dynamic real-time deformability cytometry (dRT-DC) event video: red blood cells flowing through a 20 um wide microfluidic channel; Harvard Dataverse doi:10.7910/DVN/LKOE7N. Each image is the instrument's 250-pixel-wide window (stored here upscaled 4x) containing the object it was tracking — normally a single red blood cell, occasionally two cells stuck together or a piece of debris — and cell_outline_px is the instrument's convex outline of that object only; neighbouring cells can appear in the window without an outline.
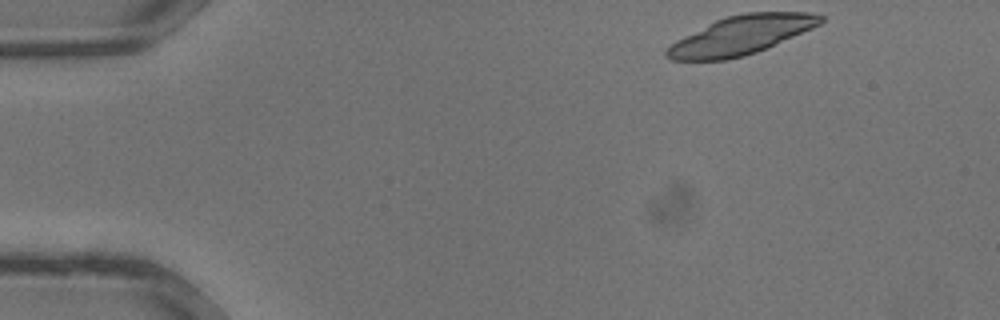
{"species": "common noctule bat (a hibernating species)", "species_latin": "Nyctalus noctula", "temperature_condition": "warm", "stored_images_in_passage": 31, "segment_of_instrument_passage": [1, 2], "camera_frame_rate_fps": 3000, "um_per_image_px": 0.085, "animal": {"sex": "male", "body_mass_g": 13.3}, "frame": {"image": 1, "passage_image": 1, "time_ms": 0.0, "image_size_px": [1000, 320], "cell_outline_px": [[824, 20], [820, 24], [812, 28], [756, 52], [744, 56], [724, 60], [672, 60], [664, 56], [664, 48], [676, 40], [716, 20], [728, 16], [744, 12], [808, 12], [824, 16]], "centroid_in_image_um": [62.95, 3.0], "position_along_channel_um": 22.0, "area_um2": 34.45}}